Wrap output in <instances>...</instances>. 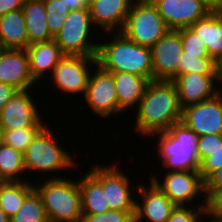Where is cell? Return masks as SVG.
Segmentation results:
<instances>
[{
	"label": "cell",
	"instance_id": "cell-4",
	"mask_svg": "<svg viewBox=\"0 0 222 222\" xmlns=\"http://www.w3.org/2000/svg\"><path fill=\"white\" fill-rule=\"evenodd\" d=\"M33 186L41 197L49 222H81L83 213L78 180L57 175L40 186Z\"/></svg>",
	"mask_w": 222,
	"mask_h": 222
},
{
	"label": "cell",
	"instance_id": "cell-20",
	"mask_svg": "<svg viewBox=\"0 0 222 222\" xmlns=\"http://www.w3.org/2000/svg\"><path fill=\"white\" fill-rule=\"evenodd\" d=\"M78 181L83 214H101L110 210L102 187V165H93L91 171Z\"/></svg>",
	"mask_w": 222,
	"mask_h": 222
},
{
	"label": "cell",
	"instance_id": "cell-38",
	"mask_svg": "<svg viewBox=\"0 0 222 222\" xmlns=\"http://www.w3.org/2000/svg\"><path fill=\"white\" fill-rule=\"evenodd\" d=\"M219 190H222V168L216 170L205 181V197L207 201Z\"/></svg>",
	"mask_w": 222,
	"mask_h": 222
},
{
	"label": "cell",
	"instance_id": "cell-13",
	"mask_svg": "<svg viewBox=\"0 0 222 222\" xmlns=\"http://www.w3.org/2000/svg\"><path fill=\"white\" fill-rule=\"evenodd\" d=\"M29 90L17 91L0 112V130L45 127Z\"/></svg>",
	"mask_w": 222,
	"mask_h": 222
},
{
	"label": "cell",
	"instance_id": "cell-25",
	"mask_svg": "<svg viewBox=\"0 0 222 222\" xmlns=\"http://www.w3.org/2000/svg\"><path fill=\"white\" fill-rule=\"evenodd\" d=\"M22 11L25 17L24 22L29 45L54 39L47 26L44 0H25Z\"/></svg>",
	"mask_w": 222,
	"mask_h": 222
},
{
	"label": "cell",
	"instance_id": "cell-26",
	"mask_svg": "<svg viewBox=\"0 0 222 222\" xmlns=\"http://www.w3.org/2000/svg\"><path fill=\"white\" fill-rule=\"evenodd\" d=\"M33 189L34 186L28 181H6L0 184V208L9 218L13 217Z\"/></svg>",
	"mask_w": 222,
	"mask_h": 222
},
{
	"label": "cell",
	"instance_id": "cell-37",
	"mask_svg": "<svg viewBox=\"0 0 222 222\" xmlns=\"http://www.w3.org/2000/svg\"><path fill=\"white\" fill-rule=\"evenodd\" d=\"M207 215L217 222H222V190L217 191L207 201Z\"/></svg>",
	"mask_w": 222,
	"mask_h": 222
},
{
	"label": "cell",
	"instance_id": "cell-17",
	"mask_svg": "<svg viewBox=\"0 0 222 222\" xmlns=\"http://www.w3.org/2000/svg\"><path fill=\"white\" fill-rule=\"evenodd\" d=\"M102 164V187L106 191V205L110 210L135 211L136 200L131 191V181L116 166Z\"/></svg>",
	"mask_w": 222,
	"mask_h": 222
},
{
	"label": "cell",
	"instance_id": "cell-41",
	"mask_svg": "<svg viewBox=\"0 0 222 222\" xmlns=\"http://www.w3.org/2000/svg\"><path fill=\"white\" fill-rule=\"evenodd\" d=\"M70 10L89 9L90 0H63Z\"/></svg>",
	"mask_w": 222,
	"mask_h": 222
},
{
	"label": "cell",
	"instance_id": "cell-46",
	"mask_svg": "<svg viewBox=\"0 0 222 222\" xmlns=\"http://www.w3.org/2000/svg\"><path fill=\"white\" fill-rule=\"evenodd\" d=\"M130 222H136L135 218H133Z\"/></svg>",
	"mask_w": 222,
	"mask_h": 222
},
{
	"label": "cell",
	"instance_id": "cell-40",
	"mask_svg": "<svg viewBox=\"0 0 222 222\" xmlns=\"http://www.w3.org/2000/svg\"><path fill=\"white\" fill-rule=\"evenodd\" d=\"M17 91L11 85L0 83V112Z\"/></svg>",
	"mask_w": 222,
	"mask_h": 222
},
{
	"label": "cell",
	"instance_id": "cell-29",
	"mask_svg": "<svg viewBox=\"0 0 222 222\" xmlns=\"http://www.w3.org/2000/svg\"><path fill=\"white\" fill-rule=\"evenodd\" d=\"M188 73L218 75L217 63L210 57L199 58V55H185L183 51L180 56L178 76Z\"/></svg>",
	"mask_w": 222,
	"mask_h": 222
},
{
	"label": "cell",
	"instance_id": "cell-1",
	"mask_svg": "<svg viewBox=\"0 0 222 222\" xmlns=\"http://www.w3.org/2000/svg\"><path fill=\"white\" fill-rule=\"evenodd\" d=\"M136 108L134 124L141 136L167 131L173 124L181 122L182 109L172 80L149 81Z\"/></svg>",
	"mask_w": 222,
	"mask_h": 222
},
{
	"label": "cell",
	"instance_id": "cell-16",
	"mask_svg": "<svg viewBox=\"0 0 222 222\" xmlns=\"http://www.w3.org/2000/svg\"><path fill=\"white\" fill-rule=\"evenodd\" d=\"M172 81L181 109L211 99L219 93L218 86L214 85L218 83V75L188 73L176 76Z\"/></svg>",
	"mask_w": 222,
	"mask_h": 222
},
{
	"label": "cell",
	"instance_id": "cell-44",
	"mask_svg": "<svg viewBox=\"0 0 222 222\" xmlns=\"http://www.w3.org/2000/svg\"><path fill=\"white\" fill-rule=\"evenodd\" d=\"M218 70V83L220 82L222 85V63H217Z\"/></svg>",
	"mask_w": 222,
	"mask_h": 222
},
{
	"label": "cell",
	"instance_id": "cell-34",
	"mask_svg": "<svg viewBox=\"0 0 222 222\" xmlns=\"http://www.w3.org/2000/svg\"><path fill=\"white\" fill-rule=\"evenodd\" d=\"M135 211L108 210L101 214H83L81 222H130Z\"/></svg>",
	"mask_w": 222,
	"mask_h": 222
},
{
	"label": "cell",
	"instance_id": "cell-39",
	"mask_svg": "<svg viewBox=\"0 0 222 222\" xmlns=\"http://www.w3.org/2000/svg\"><path fill=\"white\" fill-rule=\"evenodd\" d=\"M25 0H0V17L8 12L22 9Z\"/></svg>",
	"mask_w": 222,
	"mask_h": 222
},
{
	"label": "cell",
	"instance_id": "cell-42",
	"mask_svg": "<svg viewBox=\"0 0 222 222\" xmlns=\"http://www.w3.org/2000/svg\"><path fill=\"white\" fill-rule=\"evenodd\" d=\"M202 2L210 11L222 10V0H199Z\"/></svg>",
	"mask_w": 222,
	"mask_h": 222
},
{
	"label": "cell",
	"instance_id": "cell-15",
	"mask_svg": "<svg viewBox=\"0 0 222 222\" xmlns=\"http://www.w3.org/2000/svg\"><path fill=\"white\" fill-rule=\"evenodd\" d=\"M0 83L11 85L18 91L30 90L36 83L30 73L26 49H3L0 52Z\"/></svg>",
	"mask_w": 222,
	"mask_h": 222
},
{
	"label": "cell",
	"instance_id": "cell-24",
	"mask_svg": "<svg viewBox=\"0 0 222 222\" xmlns=\"http://www.w3.org/2000/svg\"><path fill=\"white\" fill-rule=\"evenodd\" d=\"M22 9L0 17V44L3 49H26L29 46Z\"/></svg>",
	"mask_w": 222,
	"mask_h": 222
},
{
	"label": "cell",
	"instance_id": "cell-3",
	"mask_svg": "<svg viewBox=\"0 0 222 222\" xmlns=\"http://www.w3.org/2000/svg\"><path fill=\"white\" fill-rule=\"evenodd\" d=\"M152 135L159 136L158 155L169 172L199 171L198 136L193 130L178 122L167 131Z\"/></svg>",
	"mask_w": 222,
	"mask_h": 222
},
{
	"label": "cell",
	"instance_id": "cell-32",
	"mask_svg": "<svg viewBox=\"0 0 222 222\" xmlns=\"http://www.w3.org/2000/svg\"><path fill=\"white\" fill-rule=\"evenodd\" d=\"M178 31L185 55H199V58L210 57L205 43L189 27L178 29Z\"/></svg>",
	"mask_w": 222,
	"mask_h": 222
},
{
	"label": "cell",
	"instance_id": "cell-9",
	"mask_svg": "<svg viewBox=\"0 0 222 222\" xmlns=\"http://www.w3.org/2000/svg\"><path fill=\"white\" fill-rule=\"evenodd\" d=\"M150 180L176 205L187 206L194 197L205 192V182L199 171H176L164 175L160 180L151 174ZM162 181V183H160Z\"/></svg>",
	"mask_w": 222,
	"mask_h": 222
},
{
	"label": "cell",
	"instance_id": "cell-21",
	"mask_svg": "<svg viewBox=\"0 0 222 222\" xmlns=\"http://www.w3.org/2000/svg\"><path fill=\"white\" fill-rule=\"evenodd\" d=\"M189 28L205 43L210 58L218 63L222 59V10L208 12Z\"/></svg>",
	"mask_w": 222,
	"mask_h": 222
},
{
	"label": "cell",
	"instance_id": "cell-18",
	"mask_svg": "<svg viewBox=\"0 0 222 222\" xmlns=\"http://www.w3.org/2000/svg\"><path fill=\"white\" fill-rule=\"evenodd\" d=\"M141 186L138 193L142 201L135 203L134 218L136 222H167L176 205L152 182ZM143 184V185H142Z\"/></svg>",
	"mask_w": 222,
	"mask_h": 222
},
{
	"label": "cell",
	"instance_id": "cell-35",
	"mask_svg": "<svg viewBox=\"0 0 222 222\" xmlns=\"http://www.w3.org/2000/svg\"><path fill=\"white\" fill-rule=\"evenodd\" d=\"M197 148L201 163L211 153L222 151V134L198 136Z\"/></svg>",
	"mask_w": 222,
	"mask_h": 222
},
{
	"label": "cell",
	"instance_id": "cell-12",
	"mask_svg": "<svg viewBox=\"0 0 222 222\" xmlns=\"http://www.w3.org/2000/svg\"><path fill=\"white\" fill-rule=\"evenodd\" d=\"M153 80H173L178 76L183 52L178 30H169L151 48Z\"/></svg>",
	"mask_w": 222,
	"mask_h": 222
},
{
	"label": "cell",
	"instance_id": "cell-7",
	"mask_svg": "<svg viewBox=\"0 0 222 222\" xmlns=\"http://www.w3.org/2000/svg\"><path fill=\"white\" fill-rule=\"evenodd\" d=\"M92 25L89 9L69 12L60 32L54 37L64 55L96 57L98 43L90 40L91 30H94Z\"/></svg>",
	"mask_w": 222,
	"mask_h": 222
},
{
	"label": "cell",
	"instance_id": "cell-8",
	"mask_svg": "<svg viewBox=\"0 0 222 222\" xmlns=\"http://www.w3.org/2000/svg\"><path fill=\"white\" fill-rule=\"evenodd\" d=\"M96 65V57L69 56L65 55L58 62L52 71L53 84L63 91L64 94H83L85 95L90 77L89 64ZM88 64V65H87Z\"/></svg>",
	"mask_w": 222,
	"mask_h": 222
},
{
	"label": "cell",
	"instance_id": "cell-5",
	"mask_svg": "<svg viewBox=\"0 0 222 222\" xmlns=\"http://www.w3.org/2000/svg\"><path fill=\"white\" fill-rule=\"evenodd\" d=\"M54 131L47 125L37 134L31 144L23 153L24 166L27 172H37L50 174L52 172L63 171L74 167L77 163L74 157L60 147ZM74 160V161H73ZM75 162V163H74Z\"/></svg>",
	"mask_w": 222,
	"mask_h": 222
},
{
	"label": "cell",
	"instance_id": "cell-45",
	"mask_svg": "<svg viewBox=\"0 0 222 222\" xmlns=\"http://www.w3.org/2000/svg\"><path fill=\"white\" fill-rule=\"evenodd\" d=\"M5 181L0 176V184L4 183Z\"/></svg>",
	"mask_w": 222,
	"mask_h": 222
},
{
	"label": "cell",
	"instance_id": "cell-2",
	"mask_svg": "<svg viewBox=\"0 0 222 222\" xmlns=\"http://www.w3.org/2000/svg\"><path fill=\"white\" fill-rule=\"evenodd\" d=\"M112 39L98 43L97 65L109 72H126L153 80L151 50L113 32Z\"/></svg>",
	"mask_w": 222,
	"mask_h": 222
},
{
	"label": "cell",
	"instance_id": "cell-30",
	"mask_svg": "<svg viewBox=\"0 0 222 222\" xmlns=\"http://www.w3.org/2000/svg\"><path fill=\"white\" fill-rule=\"evenodd\" d=\"M43 128L44 127H25L15 130H0L1 142L24 153Z\"/></svg>",
	"mask_w": 222,
	"mask_h": 222
},
{
	"label": "cell",
	"instance_id": "cell-28",
	"mask_svg": "<svg viewBox=\"0 0 222 222\" xmlns=\"http://www.w3.org/2000/svg\"><path fill=\"white\" fill-rule=\"evenodd\" d=\"M10 222H49L40 195L33 189Z\"/></svg>",
	"mask_w": 222,
	"mask_h": 222
},
{
	"label": "cell",
	"instance_id": "cell-10",
	"mask_svg": "<svg viewBox=\"0 0 222 222\" xmlns=\"http://www.w3.org/2000/svg\"><path fill=\"white\" fill-rule=\"evenodd\" d=\"M95 73L90 74L85 95L86 104L99 117L108 118L118 113L116 84L111 72L102 69L99 65Z\"/></svg>",
	"mask_w": 222,
	"mask_h": 222
},
{
	"label": "cell",
	"instance_id": "cell-19",
	"mask_svg": "<svg viewBox=\"0 0 222 222\" xmlns=\"http://www.w3.org/2000/svg\"><path fill=\"white\" fill-rule=\"evenodd\" d=\"M133 1L90 0L89 13L94 26L102 28L108 34L114 31L120 32L125 24Z\"/></svg>",
	"mask_w": 222,
	"mask_h": 222
},
{
	"label": "cell",
	"instance_id": "cell-31",
	"mask_svg": "<svg viewBox=\"0 0 222 222\" xmlns=\"http://www.w3.org/2000/svg\"><path fill=\"white\" fill-rule=\"evenodd\" d=\"M47 14V26L51 36L54 38L61 30L66 16L71 11L63 0H44Z\"/></svg>",
	"mask_w": 222,
	"mask_h": 222
},
{
	"label": "cell",
	"instance_id": "cell-27",
	"mask_svg": "<svg viewBox=\"0 0 222 222\" xmlns=\"http://www.w3.org/2000/svg\"><path fill=\"white\" fill-rule=\"evenodd\" d=\"M24 166L23 153L5 145L0 141V176L6 181H26L21 180ZM22 173V174H21ZM21 175V176H20ZM20 176V177H19Z\"/></svg>",
	"mask_w": 222,
	"mask_h": 222
},
{
	"label": "cell",
	"instance_id": "cell-14",
	"mask_svg": "<svg viewBox=\"0 0 222 222\" xmlns=\"http://www.w3.org/2000/svg\"><path fill=\"white\" fill-rule=\"evenodd\" d=\"M170 30L188 28L210 10L199 0H151Z\"/></svg>",
	"mask_w": 222,
	"mask_h": 222
},
{
	"label": "cell",
	"instance_id": "cell-36",
	"mask_svg": "<svg viewBox=\"0 0 222 222\" xmlns=\"http://www.w3.org/2000/svg\"><path fill=\"white\" fill-rule=\"evenodd\" d=\"M222 168V151L211 153L200 164L199 173L204 182L216 171Z\"/></svg>",
	"mask_w": 222,
	"mask_h": 222
},
{
	"label": "cell",
	"instance_id": "cell-6",
	"mask_svg": "<svg viewBox=\"0 0 222 222\" xmlns=\"http://www.w3.org/2000/svg\"><path fill=\"white\" fill-rule=\"evenodd\" d=\"M169 30L151 0H134L120 32L132 42L151 48Z\"/></svg>",
	"mask_w": 222,
	"mask_h": 222
},
{
	"label": "cell",
	"instance_id": "cell-22",
	"mask_svg": "<svg viewBox=\"0 0 222 222\" xmlns=\"http://www.w3.org/2000/svg\"><path fill=\"white\" fill-rule=\"evenodd\" d=\"M26 51L29 57L30 73L36 82L39 79L42 80L43 75H47L46 72L52 73L58 62L65 56L54 39L30 44Z\"/></svg>",
	"mask_w": 222,
	"mask_h": 222
},
{
	"label": "cell",
	"instance_id": "cell-11",
	"mask_svg": "<svg viewBox=\"0 0 222 222\" xmlns=\"http://www.w3.org/2000/svg\"><path fill=\"white\" fill-rule=\"evenodd\" d=\"M181 122L197 136L222 134V89L211 99L183 108Z\"/></svg>",
	"mask_w": 222,
	"mask_h": 222
},
{
	"label": "cell",
	"instance_id": "cell-43",
	"mask_svg": "<svg viewBox=\"0 0 222 222\" xmlns=\"http://www.w3.org/2000/svg\"><path fill=\"white\" fill-rule=\"evenodd\" d=\"M0 222H10V218L1 208H0Z\"/></svg>",
	"mask_w": 222,
	"mask_h": 222
},
{
	"label": "cell",
	"instance_id": "cell-23",
	"mask_svg": "<svg viewBox=\"0 0 222 222\" xmlns=\"http://www.w3.org/2000/svg\"><path fill=\"white\" fill-rule=\"evenodd\" d=\"M116 84L118 113H123L130 107H138L149 80L139 75L126 72H111Z\"/></svg>",
	"mask_w": 222,
	"mask_h": 222
},
{
	"label": "cell",
	"instance_id": "cell-33",
	"mask_svg": "<svg viewBox=\"0 0 222 222\" xmlns=\"http://www.w3.org/2000/svg\"><path fill=\"white\" fill-rule=\"evenodd\" d=\"M202 204L195 209L192 206L187 208V206H176V208L171 212L170 217L167 222H204L205 220L199 219L200 215H207V199L204 196Z\"/></svg>",
	"mask_w": 222,
	"mask_h": 222
}]
</instances>
